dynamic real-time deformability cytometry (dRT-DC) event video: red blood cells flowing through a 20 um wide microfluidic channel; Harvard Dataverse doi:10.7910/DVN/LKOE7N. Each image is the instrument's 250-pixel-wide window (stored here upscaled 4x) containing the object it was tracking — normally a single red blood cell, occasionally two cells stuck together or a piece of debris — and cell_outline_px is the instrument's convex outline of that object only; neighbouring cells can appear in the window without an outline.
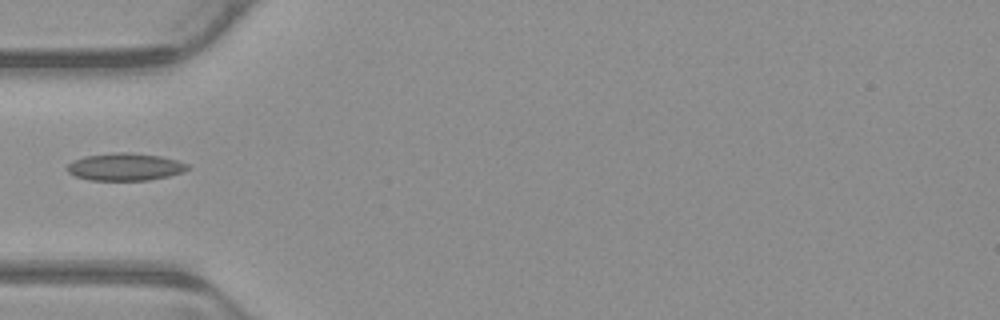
{"species": "common noctule bat (a hibernating species)", "species_latin": "Nyctalus noctula", "temperature_condition": "warm", "stored_images_in_passage": 6, "camera_frame_rate_fps": 3000, "um_per_image_px": 0.085, "animal": {"sex": "male", "body_mass_g": 23.1, "forearm_length_mm": 52.7}, "frame": {"image": 1, "passage_image": 5, "time_ms": 1.333, "image_size_px": [1000, 320], "cell_outline_px": [[188, 168], [180, 172], [168, 176], [148, 180], [88, 180], [76, 176], [68, 172], [68, 164], [72, 160], [84, 156], [112, 152], [128, 152], [160, 156], [176, 160], [188, 164]], "centroid_in_image_um": [10.58, 14.17], "position_along_channel_um": 74.4, "area_um2": 19.13}}
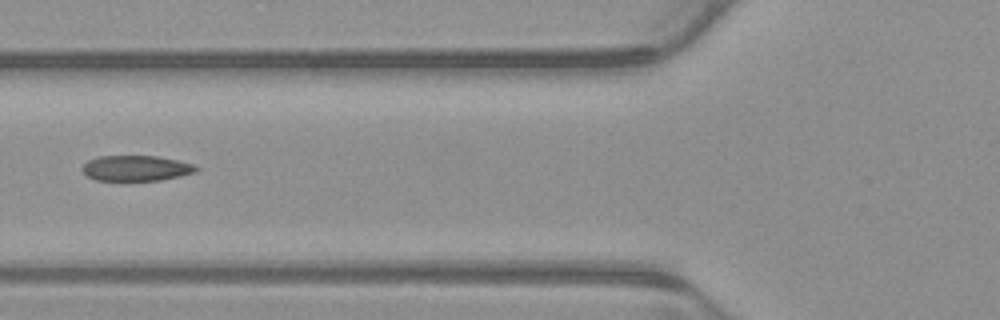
{"frame": {"image": 2, "passage_image": 6, "time_ms": 1.667, "image_size_px": [1000, 320], "cell_outline_px": [[200, 168], [196, 172], [180, 176], [160, 180], [96, 180], [88, 176], [80, 168], [88, 160], [96, 156], [156, 156], [196, 164]], "centroid_in_image_um": [11.59, 14.29], "position_along_channel_um": 114.2, "area_um2": 16.94}}